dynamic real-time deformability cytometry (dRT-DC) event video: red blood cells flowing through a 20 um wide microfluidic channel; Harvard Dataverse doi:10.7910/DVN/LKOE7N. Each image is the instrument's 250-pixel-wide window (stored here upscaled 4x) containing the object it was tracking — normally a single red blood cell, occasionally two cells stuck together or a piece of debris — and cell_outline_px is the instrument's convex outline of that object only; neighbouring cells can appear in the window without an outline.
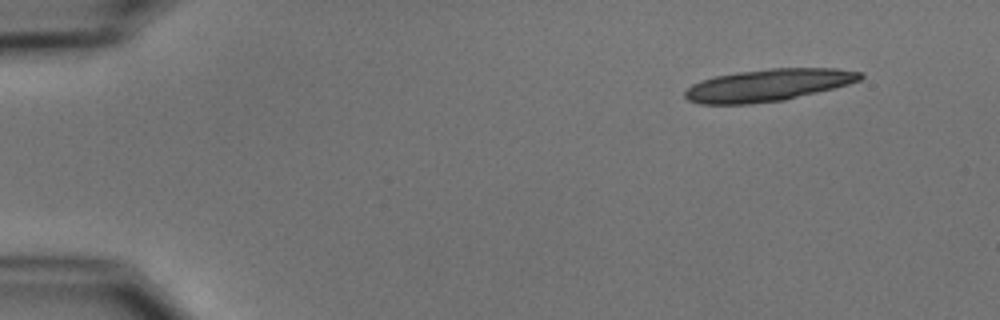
{"species": "common noctule bat (a hibernating species)", "species_latin": "Nyctalus noctula", "temperature_condition": "cold", "stored_images_in_passage": 15, "camera_frame_rate_fps": 3000, "um_per_image_px": 0.085, "animal": {"sex": "male", "body_mass_g": 15.6}, "frame": {"image": 1, "passage_image": 1, "time_ms": 0.0, "image_size_px": [1000, 320], "cell_outline_px": [[864, 76], [860, 80], [848, 84], [784, 100], [748, 104], [700, 104], [688, 100], [684, 96], [684, 92], [692, 84], [700, 80], [716, 76], [736, 72], [768, 68], [836, 68], [864, 72]], "centroid_in_image_um": [65.28, 7.23], "position_along_channel_um": 19.7, "area_um2": 32.89}}